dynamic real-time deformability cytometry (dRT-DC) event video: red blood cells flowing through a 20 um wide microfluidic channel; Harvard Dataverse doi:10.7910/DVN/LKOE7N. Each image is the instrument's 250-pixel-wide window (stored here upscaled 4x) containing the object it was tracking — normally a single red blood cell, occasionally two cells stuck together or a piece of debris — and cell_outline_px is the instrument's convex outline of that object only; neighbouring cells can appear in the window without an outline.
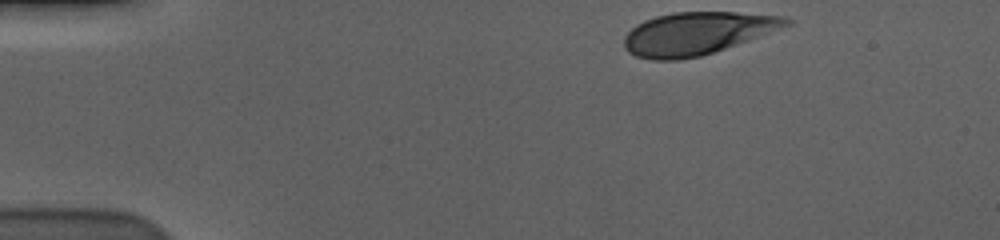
{"species": "human", "species_latin": "Homo sapiens", "temperature_condition": "cold", "stored_images_in_passage": 40, "camera_frame_rate_fps": 3000, "um_per_image_px": 0.085, "donor": {"sex": "male"}, "frame": {"image": 1, "passage_image": 1, "time_ms": 0.0, "image_size_px": [1000, 240], "cell_outline_px": [[792, 24], [748, 40], [700, 56], [676, 60], [652, 60], [636, 56], [628, 52], [624, 48], [624, 36], [636, 24], [644, 20], [656, 16], [672, 12], [736, 12], [784, 16], [792, 20]], "centroid_in_image_um": [59.22, 2.83], "position_along_channel_um": 25.8, "area_um2": 40.06}}
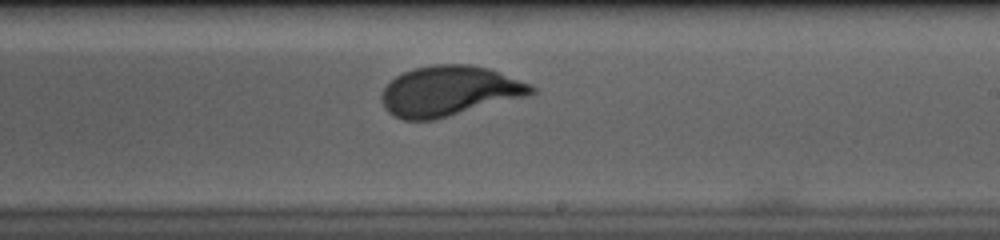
{"frame": {"image": 2, "passage_image": 27, "time_ms": 8.667, "image_size_px": [1000, 240], "cell_outline_px": [[536, 92], [528, 96], [432, 120], [404, 120], [388, 112], [384, 108], [380, 96], [384, 88], [396, 76], [412, 68], [436, 64], [468, 64], [488, 68], [532, 84], [536, 88]], "centroid_in_image_um": [38.2, 7.73], "position_along_channel_um": 250.8, "area_um2": 43.64}}
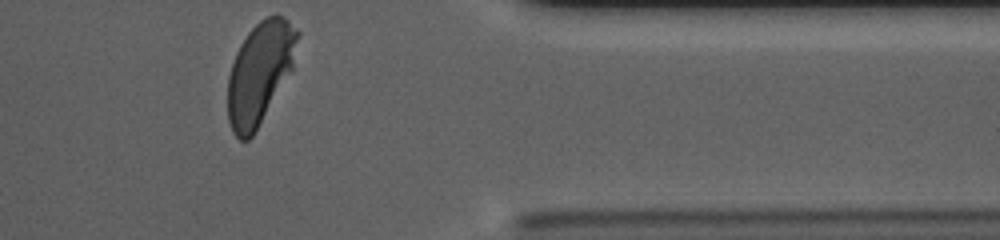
{"frame": {"image": 3, "passage_image": 40, "time_ms": 13.0, "image_size_px": [1000, 240], "cell_outline_px": [[300, 32], [292, 72], [252, 136], [248, 140], [240, 140], [232, 132], [228, 120], [228, 76], [236, 52], [240, 44], [248, 32], [260, 20], [268, 16], [284, 16]], "centroid_in_image_um": [22.1, 6.19], "position_along_channel_um": 389.3, "area_um2": 41.44}, "authors_computed_cell_mechanics": {"area_um2": 43.0899, "velocity_mm_per_s": 3.5623, "shape_relaxation_time_tau1_ms": 3.2014, "shape_relaxation_time_tau2_ms": null, "deformation_change_tau1": 0.1645, "deformation_change_tau2": null}}